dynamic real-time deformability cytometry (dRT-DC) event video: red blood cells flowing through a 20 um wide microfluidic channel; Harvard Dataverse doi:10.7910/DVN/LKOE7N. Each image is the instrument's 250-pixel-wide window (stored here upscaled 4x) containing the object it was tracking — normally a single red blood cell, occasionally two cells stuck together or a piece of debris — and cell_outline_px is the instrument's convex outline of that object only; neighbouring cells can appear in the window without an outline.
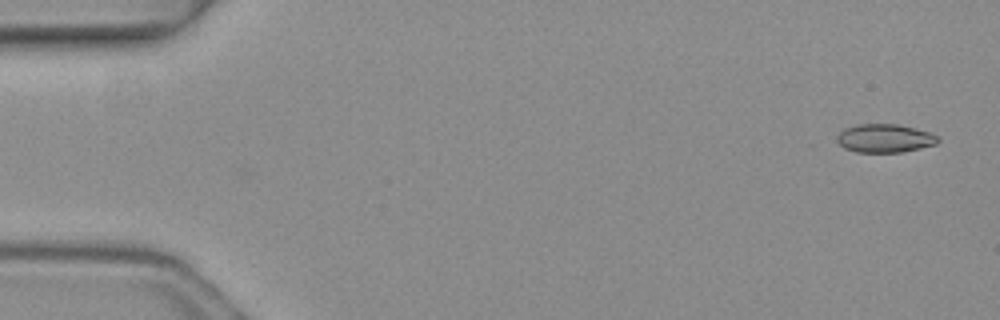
{"species": "common noctule bat (a hibernating species)", "species_latin": "Nyctalus noctula", "temperature_condition": "warm", "stored_images_in_passage": 2, "camera_frame_rate_fps": 3000, "um_per_image_px": 0.085, "animal": {"sex": "female", "body_mass_g": 19.3, "forearm_length_mm": 54.1}, "frame": {"image": 1, "passage_image": 2, "time_ms": 0.333, "image_size_px": [1000, 320], "cell_outline_px": [[940, 140], [936, 144], [920, 148], [900, 152], [856, 152], [844, 148], [836, 140], [836, 136], [844, 128], [856, 124], [896, 124], [928, 132], [936, 136]], "centroid_in_image_um": [75.15, 11.75], "position_along_channel_um": 9.8, "area_um2": 16.59}}